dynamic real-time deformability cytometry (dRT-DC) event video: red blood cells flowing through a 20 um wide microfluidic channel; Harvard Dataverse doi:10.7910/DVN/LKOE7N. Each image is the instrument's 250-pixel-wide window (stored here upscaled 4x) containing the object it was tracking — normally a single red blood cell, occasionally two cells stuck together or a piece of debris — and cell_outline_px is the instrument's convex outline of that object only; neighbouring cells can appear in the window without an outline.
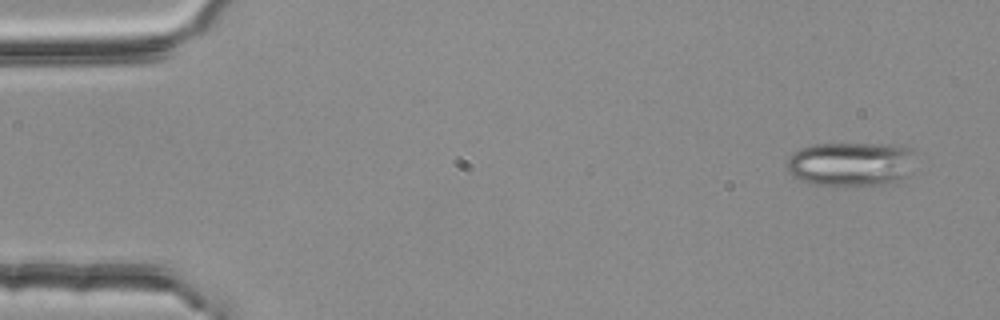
{"species": "common noctule bat (a hibernating species)", "species_latin": "Nyctalus noctula", "temperature_condition": "room temperature", "stored_images_in_passage": 3, "camera_frame_rate_fps": 3000, "um_per_image_px": 0.085, "animal": {"sex": "female", "body_mass_g": 25.1}, "frame": {"image": 1, "passage_image": 1, "time_ms": 0.0, "image_size_px": [1000, 320], "cell_outline_px": [[912, 172], [908, 176], [900, 180], [888, 184], [812, 184], [800, 180], [792, 176], [788, 172], [788, 156], [800, 148], [812, 144], [900, 144], [912, 148]], "centroid_in_image_um": [72.35, 13.92], "position_along_channel_um": 12.7, "area_um2": 33.18}}